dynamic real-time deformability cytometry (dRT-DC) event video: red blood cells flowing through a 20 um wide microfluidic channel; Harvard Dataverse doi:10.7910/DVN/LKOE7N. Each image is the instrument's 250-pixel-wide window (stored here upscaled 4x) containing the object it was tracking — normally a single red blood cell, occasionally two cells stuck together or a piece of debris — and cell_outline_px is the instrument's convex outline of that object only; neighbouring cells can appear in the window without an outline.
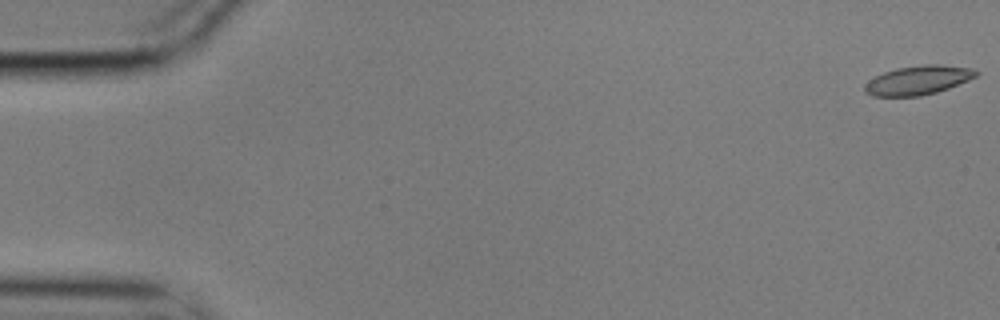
{"species": "common noctule bat (a hibernating species)", "species_latin": "Nyctalus noctula", "temperature_condition": "cold", "stored_images_in_passage": 15, "camera_frame_rate_fps": 3000, "um_per_image_px": 0.085, "animal": {"sex": "male", "body_mass_g": 17.9}, "frame": {"image": 1, "passage_image": 1, "time_ms": 0.0, "image_size_px": [1000, 320], "cell_outline_px": [[980, 72], [976, 76], [968, 80], [948, 88], [936, 92], [920, 96], [872, 96], [864, 92], [864, 84], [868, 80], [884, 72], [896, 68], [924, 64], [936, 64], [972, 68]], "centroid_in_image_um": [78.01, 6.81], "position_along_channel_um": 7.0, "area_um2": 18.84}}
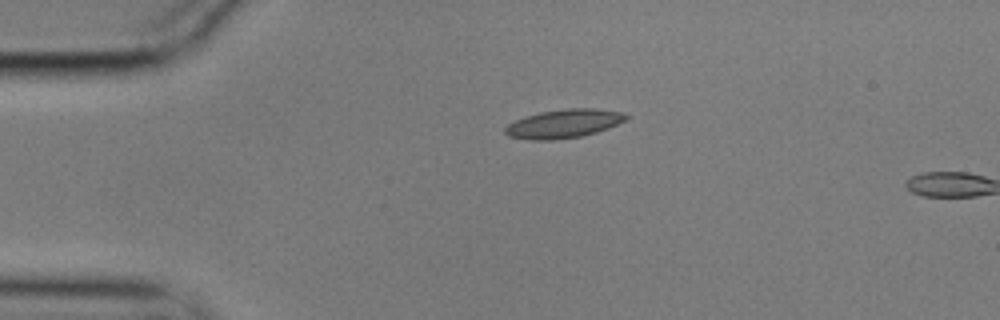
{"frame": {"image": 2, "passage_image": 13, "time_ms": 4.0, "image_size_px": [1000, 320], "cell_outline_px": [[628, 116], [624, 120], [608, 128], [596, 132], [580, 136], [552, 140], [532, 140], [508, 136], [504, 132], [504, 128], [508, 124], [524, 116], [540, 112], [568, 108], [596, 108], [620, 112]], "centroid_in_image_um": [47.87, 10.51], "position_along_channel_um": 37.1, "area_um2": 20.0}}